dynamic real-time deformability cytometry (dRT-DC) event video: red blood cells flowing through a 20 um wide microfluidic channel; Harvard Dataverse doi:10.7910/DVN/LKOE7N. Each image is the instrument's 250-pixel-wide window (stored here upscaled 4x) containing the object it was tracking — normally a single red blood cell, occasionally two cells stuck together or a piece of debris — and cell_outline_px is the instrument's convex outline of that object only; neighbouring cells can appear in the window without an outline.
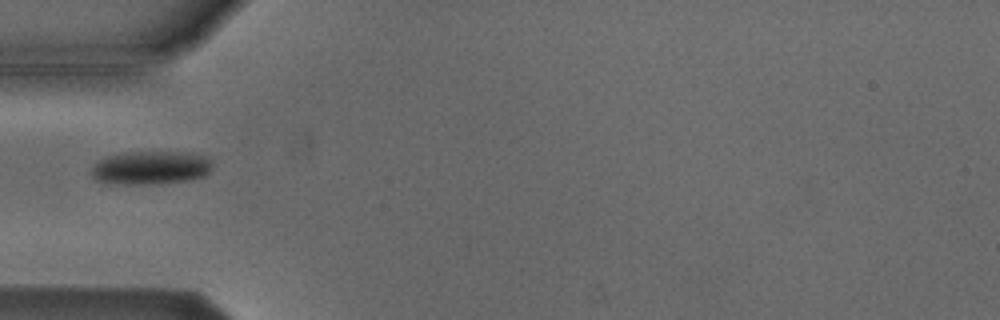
{"species": "Egyptian fruit bat (a non-hibernating species)", "species_latin": "Rousettus aegyptiacus", "temperature_condition": "cold", "stored_images_in_passage": 37, "camera_frame_rate_fps": 3000, "um_per_image_px": 0.085, "animal": {"sex": "male"}, "frame": {"image": 1, "passage_image": 1, "time_ms": 0.0, "image_size_px": [1000, 320], "cell_outline_px": [[212, 168], [204, 176], [192, 180], [160, 184], [124, 184], [96, 180], [92, 176], [92, 168], [100, 160], [108, 156], [128, 152], [184, 152], [204, 156], [212, 160]], "centroid_in_image_um": [12.87, 14.26], "position_along_channel_um": 72.1, "area_um2": 23.52}}
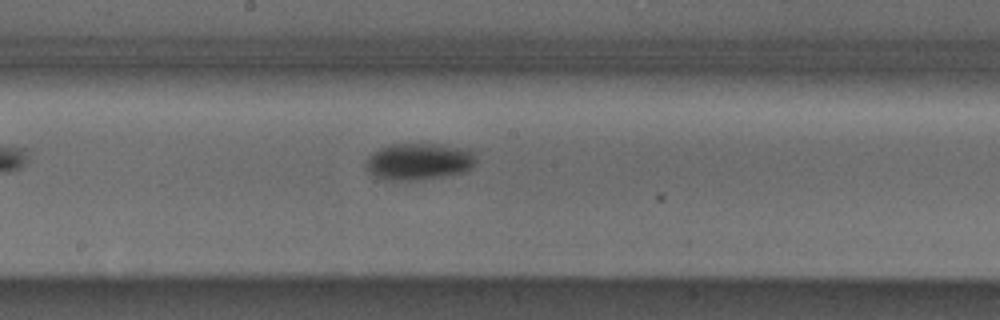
{"frame": {"image": 2, "passage_image": 12, "time_ms": 3.667, "image_size_px": [1000, 320], "cell_outline_px": [[476, 164], [472, 168], [464, 172], [444, 176], [420, 180], [388, 180], [376, 176], [368, 172], [364, 164], [368, 156], [380, 148], [388, 144], [440, 144], [468, 148], [472, 152], [476, 160]], "centroid_in_image_um": [35.61, 13.72], "position_along_channel_um": 212.6, "area_um2": 23.87}}
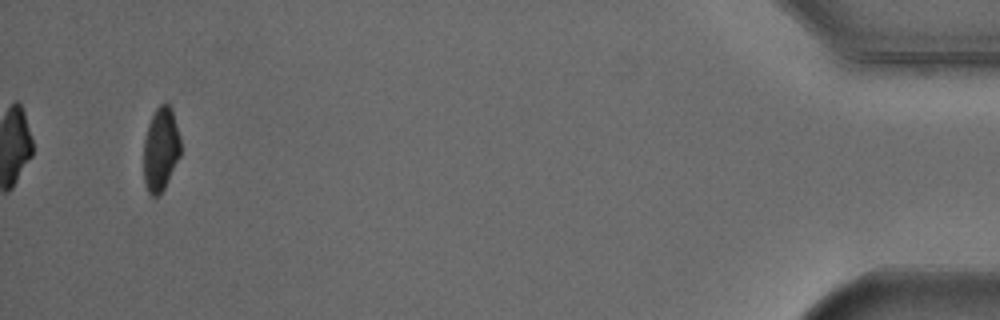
{"frame": {"image": 3, "passage_image": 35, "time_ms": 11.333, "image_size_px": [1000, 320], "cell_outline_px": [[180, 156], [164, 188], [156, 196], [152, 196], [148, 192], [144, 180], [144, 140], [148, 124], [156, 108], [160, 104], [168, 104], [172, 108], [180, 136]], "centroid_in_image_um": [13.66, 12.66], "position_along_channel_um": 421.5, "area_um2": 17.92}}